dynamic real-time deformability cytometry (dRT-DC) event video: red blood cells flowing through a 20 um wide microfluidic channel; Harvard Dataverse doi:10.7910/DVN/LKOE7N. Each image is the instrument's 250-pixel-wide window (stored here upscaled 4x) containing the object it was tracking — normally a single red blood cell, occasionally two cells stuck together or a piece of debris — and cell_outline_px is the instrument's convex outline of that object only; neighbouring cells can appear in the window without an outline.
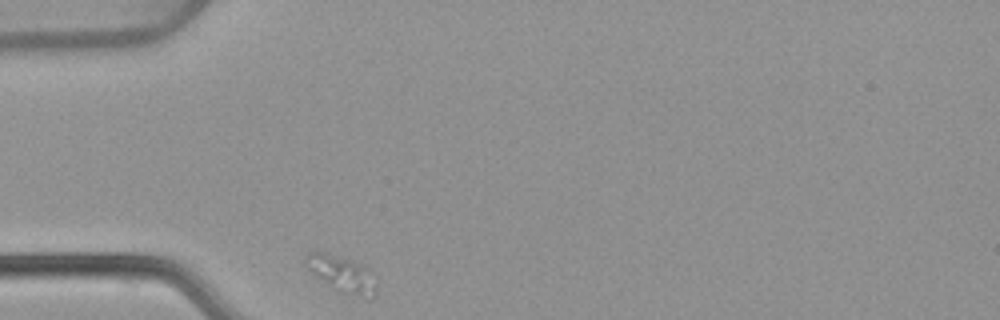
{"species": "common noctule bat (a hibernating species)", "species_latin": "Nyctalus noctula", "temperature_condition": "warm", "stored_images_in_passage": 31, "camera_frame_rate_fps": 3000, "um_per_image_px": 0.085, "animal": {"sex": "female", "body_mass_g": 22.7, "forearm_length_mm": 54.2}, "frame": {"image": 1, "passage_image": 1, "time_ms": 0.0, "image_size_px": [1000, 320], "cell_outline_px": [[376, 296], [372, 300], [368, 300], [344, 292], [328, 284], [316, 276], [308, 268], [304, 260], [304, 256], [308, 252], [324, 252], [360, 264], [372, 272], [376, 292]], "centroid_in_image_um": [29.09, 23.31], "position_along_channel_um": 55.9, "area_um2": 14.57}}
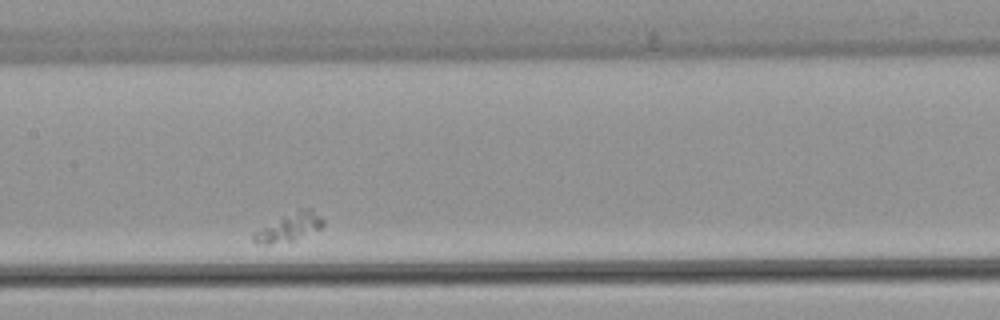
{"frame": {"image": 2, "passage_image": 14, "time_ms": 4.333, "image_size_px": [1000, 320], "cell_outline_px": [[324, 224], [320, 228], [292, 240], [268, 244], [256, 244], [252, 240], [252, 232], [300, 208], [312, 208], [324, 220]], "centroid_in_image_um": [24.56, 19.31], "position_along_channel_um": 182.8, "area_um2": 11.1}}
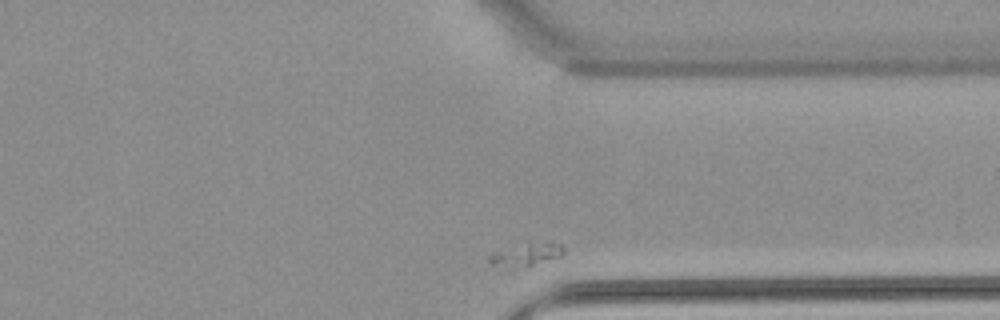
{"frame": {"image": 3, "passage_image": 31, "time_ms": 10.0, "image_size_px": [1000, 320], "cell_outline_px": [[564, 252], [560, 256], [512, 272], [488, 264], [488, 256], [492, 252], [524, 240], [552, 240], [560, 244], [564, 248]], "centroid_in_image_um": [44.63, 21.63], "position_along_channel_um": 366.8, "area_um2": 11.5}}